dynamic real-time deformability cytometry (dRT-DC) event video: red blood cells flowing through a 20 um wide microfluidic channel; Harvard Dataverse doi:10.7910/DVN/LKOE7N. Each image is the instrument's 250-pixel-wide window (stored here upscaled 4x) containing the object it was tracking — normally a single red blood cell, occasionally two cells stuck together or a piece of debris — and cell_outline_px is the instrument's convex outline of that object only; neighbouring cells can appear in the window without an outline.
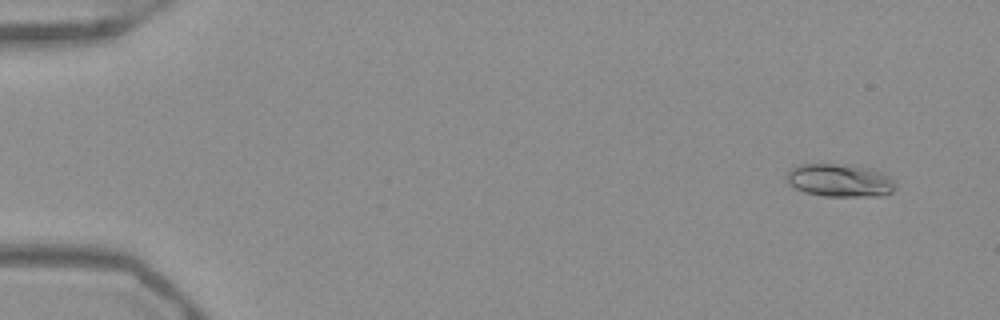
{"species": "Egyptian fruit bat (a non-hibernating species)", "species_latin": "Rousettus aegyptiacus", "temperature_condition": "warm", "stored_images_in_passage": 53, "camera_frame_rate_fps": 3000, "um_per_image_px": 0.085, "frame": {"image": 1, "passage_image": 4, "time_ms": 1.0, "image_size_px": [1000, 320], "cell_outline_px": [[896, 188], [892, 192], [884, 196], [824, 196], [804, 192], [788, 184], [784, 176], [788, 168], [796, 164], [852, 164], [872, 168], [884, 172], [896, 184]], "centroid_in_image_um": [71.36, 15.31], "position_along_channel_um": 13.6, "area_um2": 21.56}}
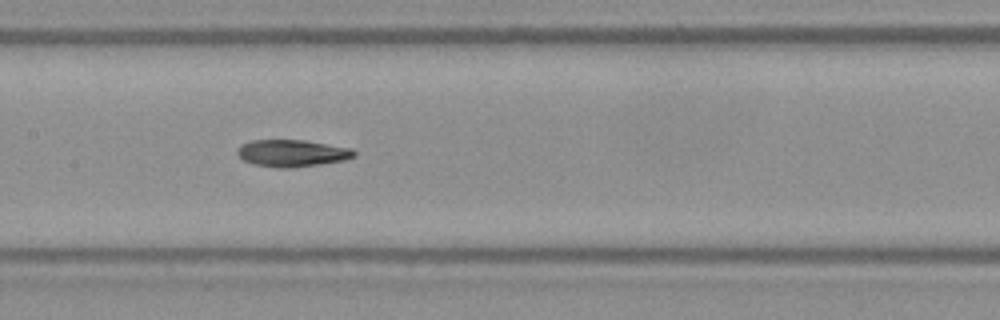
{"frame": {"image": 2, "passage_image": 27, "time_ms": 8.667, "image_size_px": [1000, 320], "cell_outline_px": [[356, 156], [344, 160], [320, 164], [288, 168], [276, 168], [252, 164], [244, 160], [236, 152], [236, 148], [240, 144], [252, 140], [304, 140], [352, 148], [356, 152]], "centroid_in_image_um": [24.81, 13.02], "position_along_channel_um": 182.6, "area_um2": 18.5}}
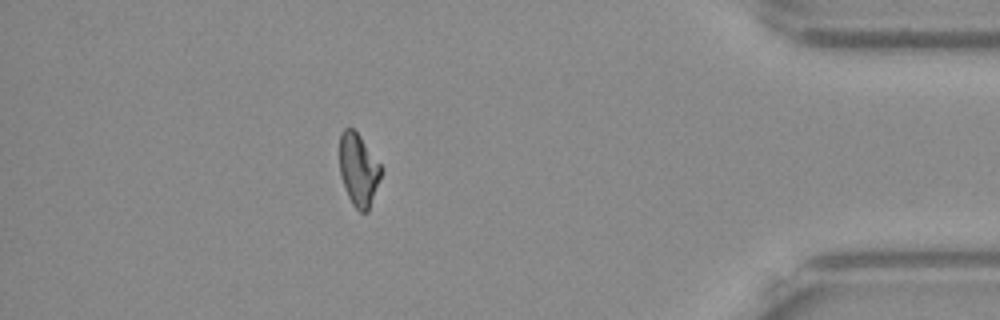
{"frame": {"image": 3, "passage_image": 47, "time_ms": 15.333, "image_size_px": [1000, 320], "cell_outline_px": [[384, 168], [368, 212], [360, 212], [352, 204], [348, 196], [340, 176], [340, 132], [344, 128], [352, 128], [360, 136]], "centroid_in_image_um": [30.49, 14.43], "position_along_channel_um": 404.7, "area_um2": 17.63}, "authors_computed_cell_mechanics": {"area_um2": 18.3226, "velocity_mm_per_s": 3.9409, "shape_relaxation_time_tau1_ms": 11.2715, "shape_relaxation_time_tau2_ms": 5.2834, "deformation_change_tau1": 0.2632, "deformation_change_tau2": 0.1251}}